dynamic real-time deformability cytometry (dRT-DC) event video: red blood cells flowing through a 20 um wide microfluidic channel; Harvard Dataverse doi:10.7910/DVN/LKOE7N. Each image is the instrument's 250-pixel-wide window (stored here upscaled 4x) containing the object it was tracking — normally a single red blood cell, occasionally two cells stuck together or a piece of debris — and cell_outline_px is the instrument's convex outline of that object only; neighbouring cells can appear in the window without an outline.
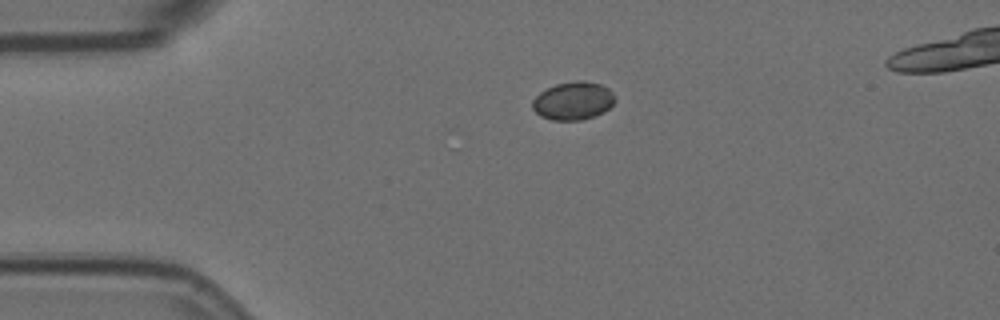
{"species": "Egyptian fruit bat (a non-hibernating species)", "species_latin": "Rousettus aegyptiacus", "temperature_condition": "room temperature", "stored_images_in_passage": 6, "camera_frame_rate_fps": 3000, "um_per_image_px": 0.085, "animal": {"sex": "female"}, "frame": {"image": 1, "passage_image": 1, "time_ms": 0.0, "image_size_px": [1000, 320], "cell_outline_px": [[616, 100], [604, 112], [580, 120], [552, 120], [540, 116], [532, 108], [532, 100], [540, 92], [556, 84], [576, 80], [584, 80], [600, 84], [608, 88], [612, 92]], "centroid_in_image_um": [48.71, 8.56], "position_along_channel_um": 36.3, "area_um2": 18.26}}